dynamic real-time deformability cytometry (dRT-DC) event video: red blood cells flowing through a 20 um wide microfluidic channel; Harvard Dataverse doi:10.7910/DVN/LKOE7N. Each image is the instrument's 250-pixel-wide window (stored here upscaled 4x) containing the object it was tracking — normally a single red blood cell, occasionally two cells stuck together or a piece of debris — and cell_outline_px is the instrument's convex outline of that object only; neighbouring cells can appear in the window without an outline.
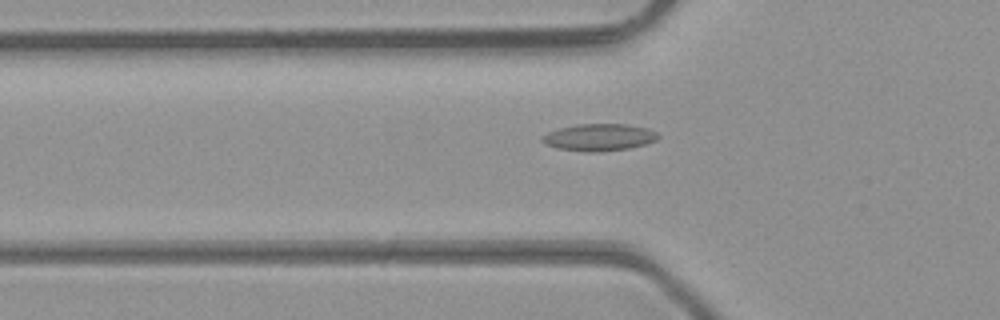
{"species": "common noctule bat (a hibernating species)", "species_latin": "Nyctalus noctula", "temperature_condition": "room temperature", "stored_images_in_passage": 41, "camera_frame_rate_fps": 3000, "um_per_image_px": 0.085, "animal": {"sex": "male", "body_mass_g": 23.1, "forearm_length_mm": 52.7}, "frame": {"image": 1, "passage_image": 10, "time_ms": 3.0, "image_size_px": [1000, 320], "cell_outline_px": [[660, 136], [656, 140], [644, 144], [628, 148], [600, 152], [584, 152], [556, 148], [544, 144], [540, 140], [540, 136], [548, 132], [560, 128], [576, 124], [628, 124], [648, 128], [656, 132]], "centroid_in_image_um": [50.88, 11.67], "position_along_channel_um": 74.9, "area_um2": 18.44}}
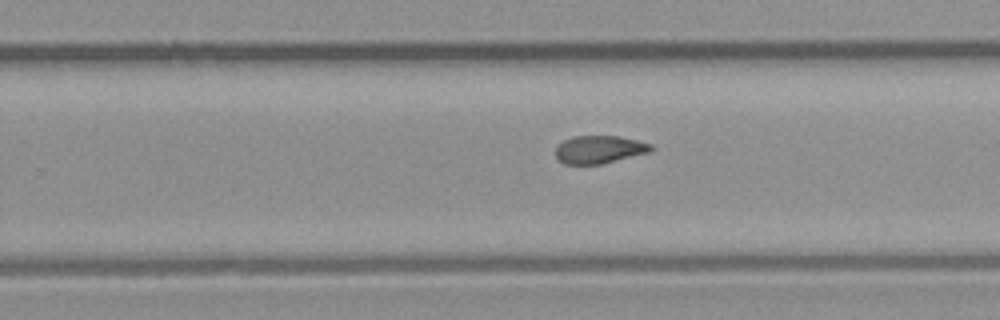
{"frame": {"image": 2, "passage_image": 24, "time_ms": 7.667, "image_size_px": [1000, 320], "cell_outline_px": [[652, 148], [648, 152], [600, 164], [564, 164], [556, 156], [556, 148], [564, 140], [572, 136], [620, 136], [652, 144]], "centroid_in_image_um": [50.92, 12.7], "position_along_channel_um": 278.9, "area_um2": 15.2}}
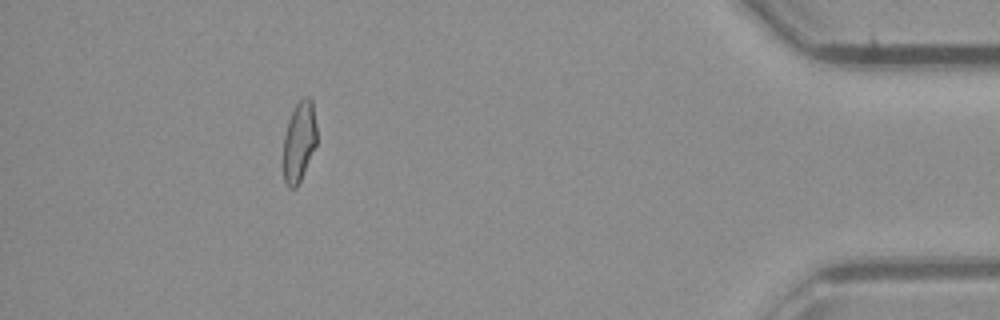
{"frame": {"image": 3, "passage_image": 37, "time_ms": 12.0, "image_size_px": [1000, 320], "cell_outline_px": [[316, 144], [300, 180], [296, 188], [288, 188], [284, 180], [284, 136], [288, 120], [296, 104], [304, 96], [308, 96], [312, 100], [316, 124]], "centroid_in_image_um": [25.42, 12.01], "position_along_channel_um": 409.8, "area_um2": 15.43}, "authors_computed_cell_mechanics": {"area_um2": 16.184, "velocity_mm_per_s": 4.3462, "shape_relaxation_time_tau1_ms": null, "shape_relaxation_time_tau2_ms": 3.0917, "deformation_change_tau1": null, "deformation_change_tau2": 0.0917}}